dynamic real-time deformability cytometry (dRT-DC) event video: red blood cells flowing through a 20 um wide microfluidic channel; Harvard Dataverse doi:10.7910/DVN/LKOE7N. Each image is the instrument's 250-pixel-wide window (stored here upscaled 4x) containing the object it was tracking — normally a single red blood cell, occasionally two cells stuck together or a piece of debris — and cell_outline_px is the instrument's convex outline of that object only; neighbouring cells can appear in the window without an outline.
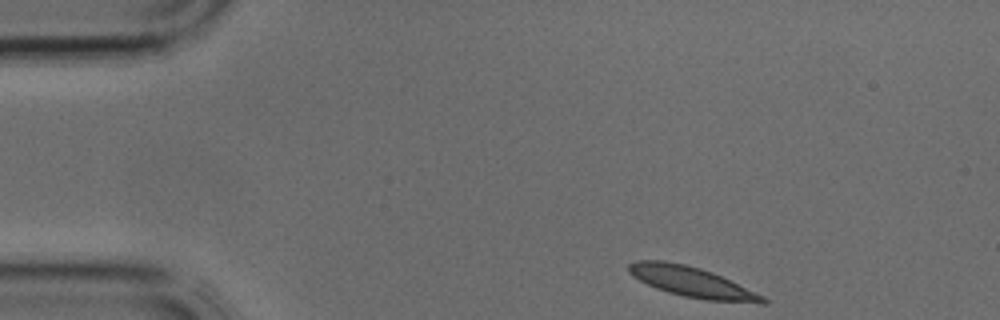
{"species": "common noctule bat (a hibernating species)", "species_latin": "Nyctalus noctula", "temperature_condition": "cold", "stored_images_in_passage": 5, "camera_frame_rate_fps": 3000, "um_per_image_px": 0.085, "animal": {"sex": "male", "body_mass_g": 17.9, "forearm_length_mm": 54.2}, "frame": {"image": 1, "passage_image": 1, "time_ms": 0.0, "image_size_px": [1000, 320], "cell_outline_px": [[768, 300], [764, 304], [760, 304], [704, 300], [684, 296], [668, 292], [656, 288], [632, 276], [628, 272], [628, 264], [636, 260], [664, 260], [684, 264], [700, 268], [712, 272], [764, 296]], "centroid_in_image_um": [58.81, 23.98], "position_along_channel_um": 26.2, "area_um2": 23.64}}